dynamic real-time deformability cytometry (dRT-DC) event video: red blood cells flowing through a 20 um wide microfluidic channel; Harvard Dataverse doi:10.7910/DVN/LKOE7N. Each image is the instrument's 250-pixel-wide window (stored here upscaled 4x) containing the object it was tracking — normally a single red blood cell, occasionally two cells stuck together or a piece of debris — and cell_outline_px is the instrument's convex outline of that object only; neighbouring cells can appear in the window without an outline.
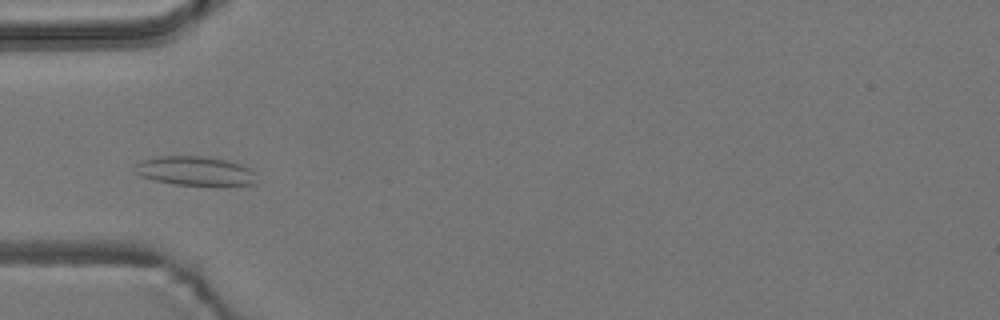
{"species": "common noctule bat (a hibernating species)", "species_latin": "Nyctalus noctula", "temperature_condition": "room temperature", "stored_images_in_passage": 9, "camera_frame_rate_fps": 3000, "um_per_image_px": 0.085, "animal": {"sex": "male", "body_mass_g": 19.2, "forearm_length_mm": 51.8}, "frame": {"image": 1, "passage_image": 4, "time_ms": 1.0, "image_size_px": [1000, 320], "cell_outline_px": [[252, 184], [176, 184], [156, 180], [140, 176], [136, 172], [132, 164], [140, 160], [152, 156], [204, 156], [228, 160], [240, 164], [248, 168], [252, 172]], "centroid_in_image_um": [16.42, 14.48], "position_along_channel_um": 68.6, "area_um2": 20.17}}
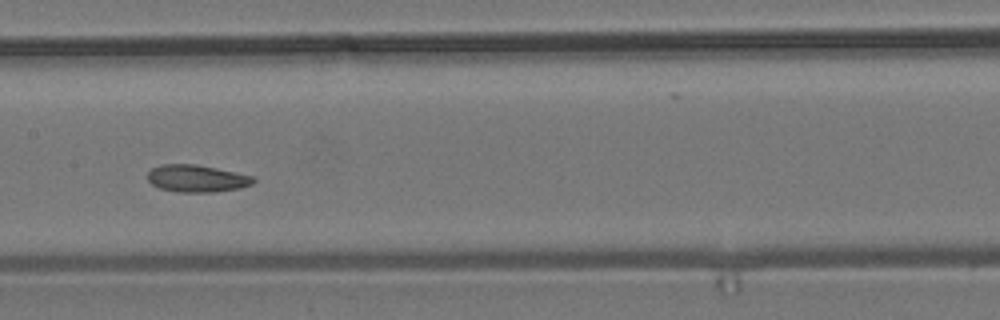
{"frame": {"image": 2, "passage_image": 7, "time_ms": 2.0, "image_size_px": [1000, 320], "cell_outline_px": [[256, 180], [252, 184], [240, 188], [216, 192], [176, 192], [160, 188], [152, 184], [148, 180], [148, 172], [152, 168], [160, 164], [196, 164], [216, 168], [252, 176]], "centroid_in_image_um": [16.71, 15.17], "position_along_channel_um": 190.7, "area_um2": 16.76}}
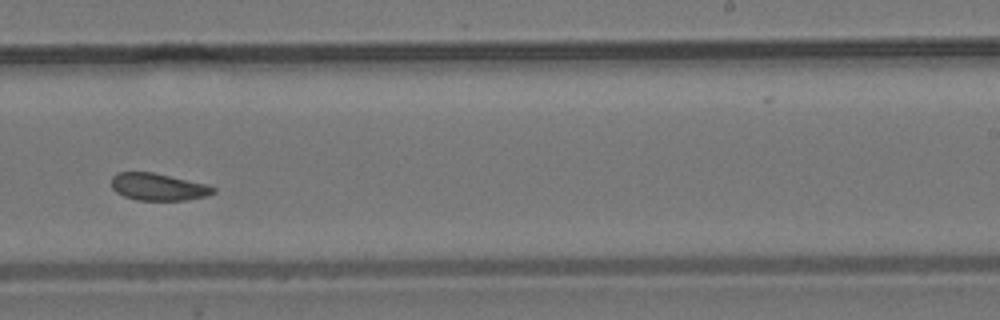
{"frame": {"image": 3, "passage_image": 9, "time_ms": 2.667, "image_size_px": [1000, 320], "cell_outline_px": [[216, 192], [208, 196], [184, 200], [136, 200], [124, 196], [116, 192], [112, 188], [112, 176], [116, 172], [152, 172], [208, 184], [216, 188]], "centroid_in_image_um": [13.47, 15.88], "position_along_channel_um": 275.5, "area_um2": 16.24}}